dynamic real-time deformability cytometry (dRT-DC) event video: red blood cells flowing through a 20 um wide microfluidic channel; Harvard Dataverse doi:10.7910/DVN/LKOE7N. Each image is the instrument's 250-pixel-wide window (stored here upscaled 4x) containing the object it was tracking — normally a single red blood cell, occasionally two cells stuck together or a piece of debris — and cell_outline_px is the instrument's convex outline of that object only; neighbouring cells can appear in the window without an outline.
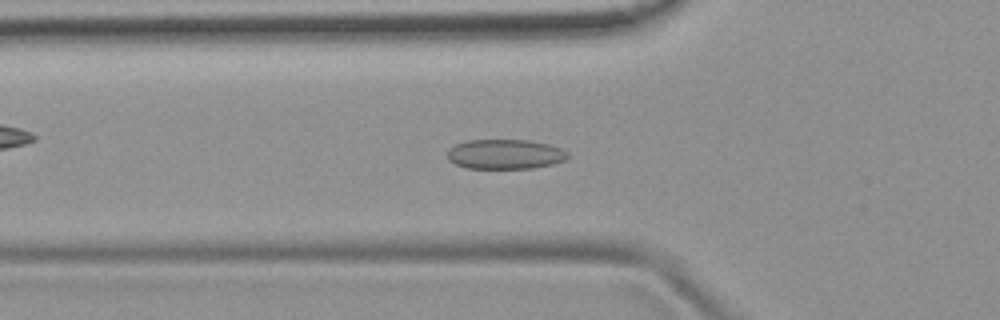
{"species": "common noctule bat (a hibernating species)", "species_latin": "Nyctalus noctula", "temperature_condition": "room temperature", "stored_images_in_passage": 52, "camera_frame_rate_fps": 3000, "um_per_image_px": 0.085, "animal": {"sex": "female", "body_mass_g": 19.9}, "frame": {"image": 1, "passage_image": 17, "time_ms": 5.333, "image_size_px": [1000, 320], "cell_outline_px": [[568, 156], [564, 160], [552, 164], [532, 168], [464, 168], [448, 160], [448, 152], [456, 144], [468, 140], [528, 140], [548, 144], [560, 148], [568, 152]], "centroid_in_image_um": [42.93, 13.11], "position_along_channel_um": 82.9, "area_um2": 20.69}}
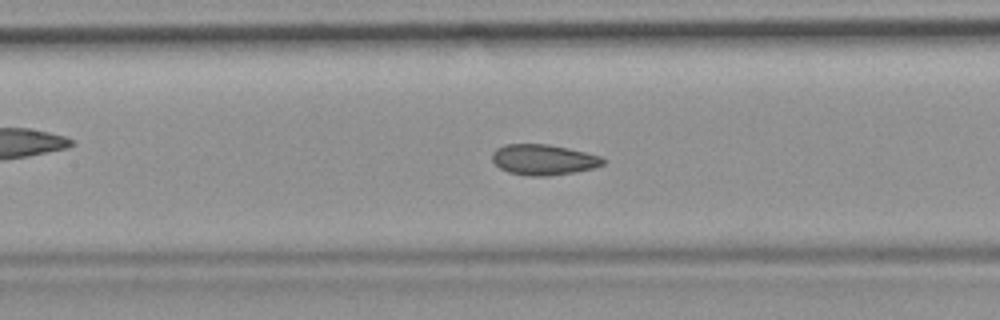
{"frame": {"image": 2, "passage_image": 23, "time_ms": 7.333, "image_size_px": [1000, 320], "cell_outline_px": [[608, 160], [604, 164], [596, 168], [576, 172], [548, 176], [528, 176], [508, 172], [500, 168], [492, 160], [492, 152], [496, 148], [504, 144], [548, 144], [568, 148], [600, 156]], "centroid_in_image_um": [46.22, 13.58], "position_along_channel_um": 161.2, "area_um2": 20.0}}
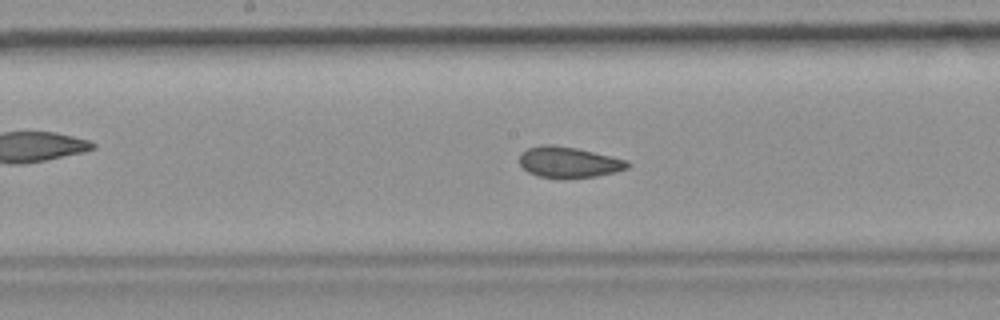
{"frame": {"image": 3, "passage_image": 26, "time_ms": 8.333, "image_size_px": [1000, 320], "cell_outline_px": [[632, 164], [628, 168], [616, 172], [596, 176], [536, 176], [528, 172], [520, 164], [520, 152], [528, 148], [544, 144], [548, 144], [576, 148], [628, 160]], "centroid_in_image_um": [48.36, 13.76], "position_along_channel_um": 199.8, "area_um2": 18.96}, "authors_computed_cell_mechanics": {"area_um2": 20.0277, "velocity_mm_per_s": 3.8919, "shape_relaxation_time_tau1_ms": null, "shape_relaxation_time_tau2_ms": 1.2366, "deformation_change_tau1": null, "deformation_change_tau2": 0.0525}}